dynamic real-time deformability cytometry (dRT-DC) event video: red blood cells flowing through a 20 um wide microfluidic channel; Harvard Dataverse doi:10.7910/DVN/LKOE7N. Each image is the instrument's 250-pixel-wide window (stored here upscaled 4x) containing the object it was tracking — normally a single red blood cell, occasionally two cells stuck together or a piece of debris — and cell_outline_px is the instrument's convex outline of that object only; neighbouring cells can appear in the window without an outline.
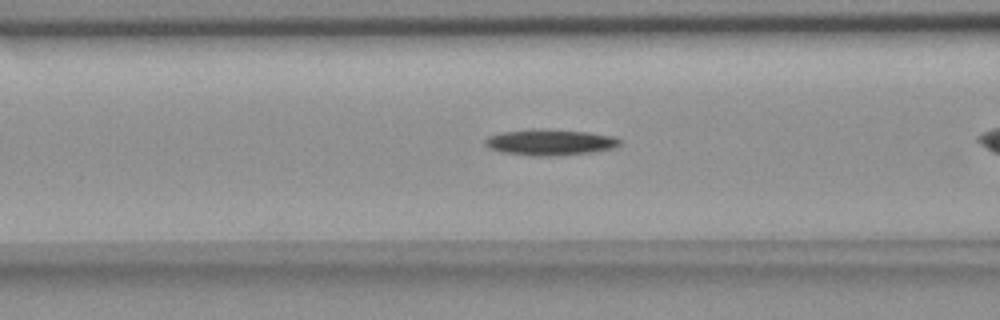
{"species": "common noctule bat (a hibernating species)", "species_latin": "Nyctalus noctula", "temperature_condition": "room temperature", "stored_images_in_passage": 28, "camera_frame_rate_fps": 3000, "um_per_image_px": 0.085, "animal": {"sex": "female", "body_mass_g": 18.4}, "frame": {"image": 1, "passage_image": 7, "time_ms": 2.0, "image_size_px": [1000, 320], "cell_outline_px": [[620, 144], [612, 148], [588, 152], [544, 156], [532, 156], [500, 152], [488, 148], [484, 144], [484, 140], [488, 136], [500, 132], [588, 132], [612, 136], [620, 140]], "centroid_in_image_um": [46.69, 12.14], "position_along_channel_um": 119.9, "area_um2": 19.02}}
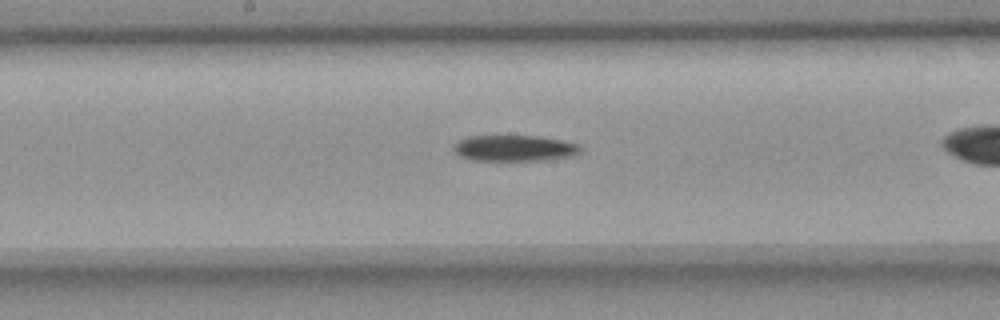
{"frame": {"image": 2, "passage_image": 14, "time_ms": 4.333, "image_size_px": [1000, 320], "cell_outline_px": [[580, 152], [576, 156], [544, 160], [472, 160], [460, 156], [452, 148], [452, 144], [468, 136], [540, 136], [580, 144]], "centroid_in_image_um": [43.74, 12.59], "position_along_channel_um": 204.5, "area_um2": 19.31}}
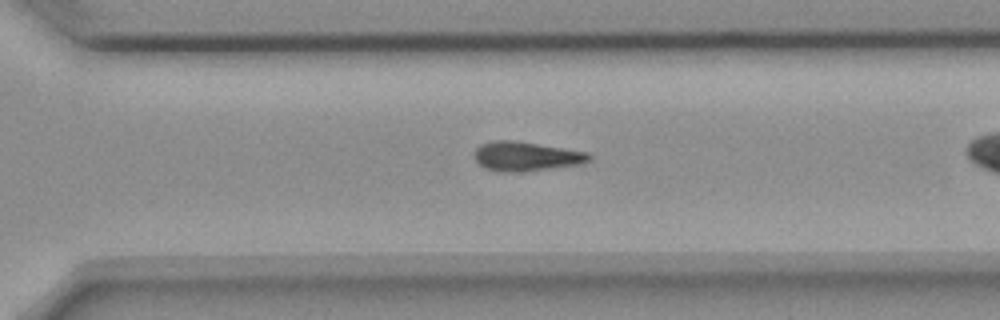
{"frame": {"image": 3, "passage_image": 24, "time_ms": 7.667, "image_size_px": [1000, 320], "cell_outline_px": [[592, 160], [584, 164], [552, 168], [508, 172], [504, 172], [488, 168], [480, 164], [476, 160], [476, 148], [480, 144], [492, 140], [512, 140], [564, 148], [588, 152], [592, 156]], "centroid_in_image_um": [44.79, 13.27], "position_along_channel_um": 325.8, "area_um2": 19.36}, "authors_computed_cell_mechanics": {"area_um2": 19.652, "velocity_mm_per_s": 3.6329, "shape_relaxation_time_tau1_ms": 11.1384, "shape_relaxation_time_tau2_ms": null, "deformation_change_tau1": 0.219, "deformation_change_tau2": null}}